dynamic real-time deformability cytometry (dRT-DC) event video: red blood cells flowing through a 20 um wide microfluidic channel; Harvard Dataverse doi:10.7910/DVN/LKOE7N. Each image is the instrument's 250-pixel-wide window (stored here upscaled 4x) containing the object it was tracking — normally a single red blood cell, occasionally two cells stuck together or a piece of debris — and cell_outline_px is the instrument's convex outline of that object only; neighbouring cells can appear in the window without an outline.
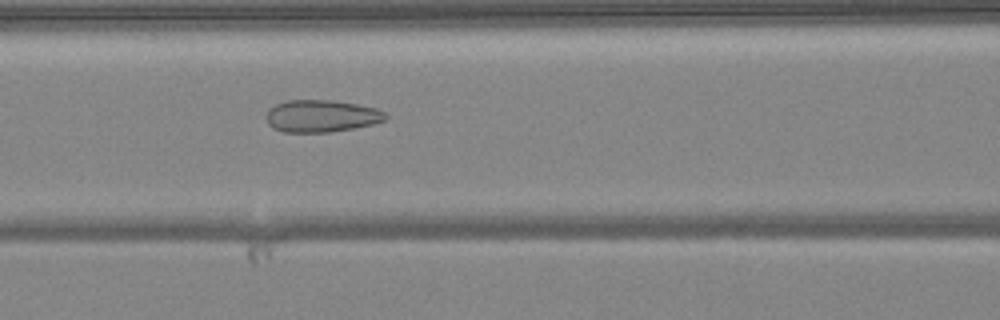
{"species": "common noctule bat (a hibernating species)", "species_latin": "Nyctalus noctula", "temperature_condition": "warm", "stored_images_in_passage": 42, "camera_frame_rate_fps": 3000, "um_per_image_px": 0.085, "animal": {"sex": "female", "body_mass_g": 24.6, "forearm_length_mm": 56.2}, "frame": {"image": 1, "passage_image": 13, "time_ms": 4.0, "image_size_px": [1000, 320], "cell_outline_px": [[388, 116], [384, 120], [372, 124], [332, 132], [284, 132], [272, 128], [268, 124], [264, 116], [268, 108], [276, 104], [288, 100], [332, 100], [356, 104], [376, 108], [384, 112]], "centroid_in_image_um": [27.26, 9.86], "position_along_channel_um": 139.3, "area_um2": 22.48}}
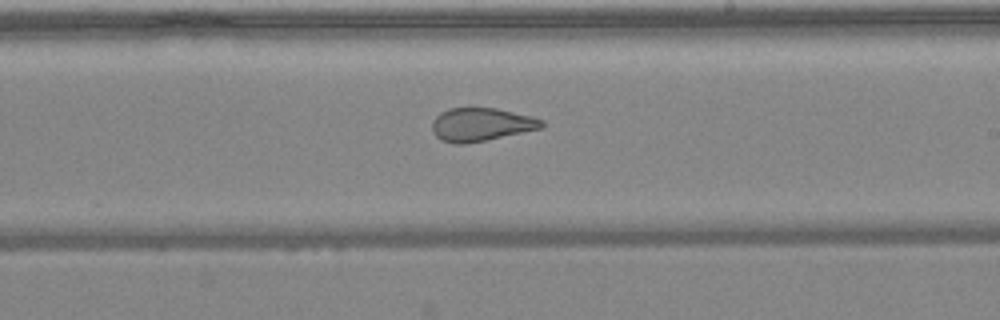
{"frame": {"image": 2, "passage_image": 21, "time_ms": 6.667, "image_size_px": [1000, 320], "cell_outline_px": [[544, 128], [464, 144], [452, 144], [440, 140], [432, 132], [432, 120], [440, 112], [448, 108], [496, 108], [532, 116], [544, 120]], "centroid_in_image_um": [40.88, 10.58], "position_along_channel_um": 248.1, "area_um2": 21.39}}
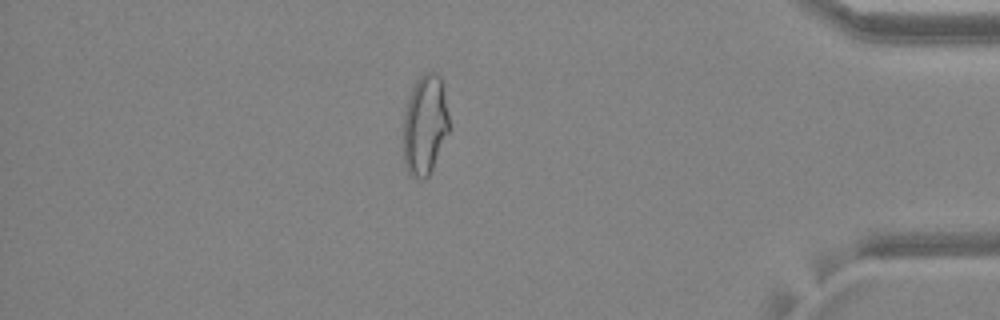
{"frame": {"image": 3, "passage_image": 35, "time_ms": 11.333, "image_size_px": [1000, 320], "cell_outline_px": [[448, 132], [432, 168], [428, 176], [424, 180], [420, 180], [408, 176], [404, 164], [404, 112], [412, 88], [420, 76], [424, 72], [436, 72], [440, 76], [448, 116]], "centroid_in_image_um": [36.09, 10.66], "position_along_channel_um": 399.1, "area_um2": 26.41}, "authors_computed_cell_mechanics": {"area_um2": 25.0852, "velocity_mm_per_s": 4.0898, "shape_relaxation_time_tau1_ms": null, "shape_relaxation_time_tau2_ms": 1.2913, "deformation_change_tau1": null, "deformation_change_tau2": 0.0847}}